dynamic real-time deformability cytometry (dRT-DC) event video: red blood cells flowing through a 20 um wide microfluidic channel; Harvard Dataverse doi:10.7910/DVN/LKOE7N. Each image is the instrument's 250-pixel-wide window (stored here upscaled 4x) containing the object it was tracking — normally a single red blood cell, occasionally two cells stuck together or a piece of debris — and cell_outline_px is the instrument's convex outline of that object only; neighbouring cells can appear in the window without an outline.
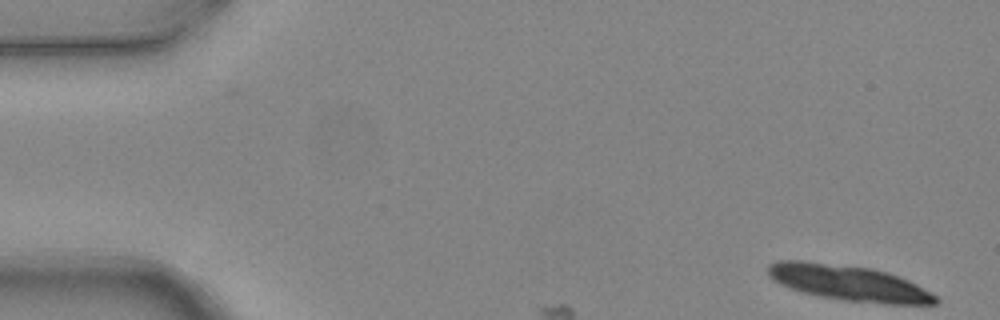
{"species": "common noctule bat (a hibernating species)", "species_latin": "Nyctalus noctula", "temperature_condition": "warm", "stored_images_in_passage": 5, "camera_frame_rate_fps": 3000, "um_per_image_px": 0.085, "animal": {"sex": "female", "body_mass_g": 24.6, "forearm_length_mm": 56.2}, "frame": {"image": 1, "passage_image": 1, "time_ms": 0.0, "image_size_px": [1000, 320], "cell_outline_px": [[940, 304], [884, 304], [844, 300], [816, 296], [788, 288], [772, 280], [768, 276], [768, 264], [776, 260], [804, 260], [872, 268], [888, 272], [908, 280], [932, 292], [940, 300]], "centroid_in_image_um": [72.12, 24.05], "position_along_channel_um": 12.9, "area_um2": 35.26}}